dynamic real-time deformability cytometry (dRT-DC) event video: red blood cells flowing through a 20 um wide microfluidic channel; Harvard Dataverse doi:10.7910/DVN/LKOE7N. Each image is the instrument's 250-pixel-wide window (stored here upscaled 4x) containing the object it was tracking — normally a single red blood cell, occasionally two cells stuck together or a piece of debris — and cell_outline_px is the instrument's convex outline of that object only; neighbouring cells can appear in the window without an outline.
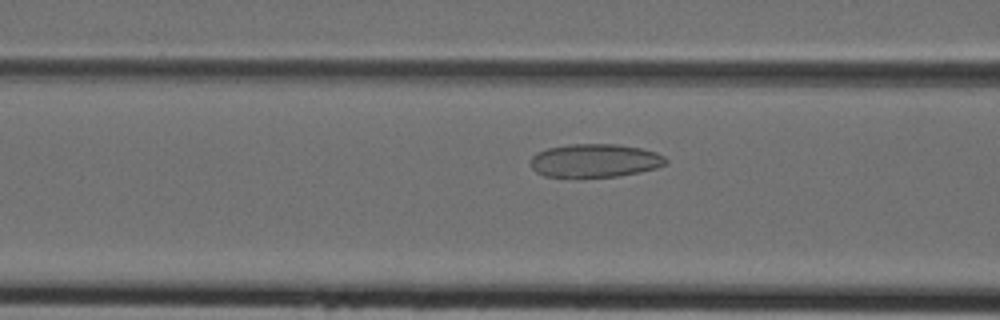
{"species": "Egyptian fruit bat (a non-hibernating species)", "species_latin": "Rousettus aegyptiacus", "temperature_condition": "cold", "stored_images_in_passage": 43, "camera_frame_rate_fps": 3000, "um_per_image_px": 0.085, "animal": {"sex": "female"}, "frame": {"image": 1, "passage_image": 17, "time_ms": 5.333, "image_size_px": [1000, 320], "cell_outline_px": [[668, 164], [656, 168], [640, 172], [616, 176], [576, 180], [544, 176], [536, 172], [532, 168], [532, 156], [536, 152], [548, 148], [568, 144], [616, 144], [640, 148], [656, 152], [664, 156], [668, 160]], "centroid_in_image_um": [50.54, 13.69], "position_along_channel_um": 116.1, "area_um2": 27.17}}
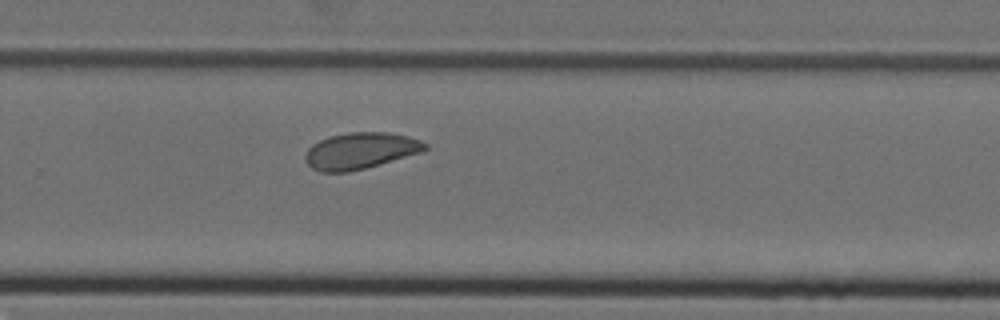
{"frame": {"image": 2, "passage_image": 29, "time_ms": 9.333, "image_size_px": [1000, 320], "cell_outline_px": [[428, 148], [420, 152], [364, 168], [348, 172], [320, 172], [312, 168], [304, 160], [304, 156], [308, 148], [312, 144], [320, 140], [332, 136], [348, 132], [388, 132], [408, 136], [420, 140], [428, 144]], "centroid_in_image_um": [30.6, 12.81], "position_along_channel_um": 299.2, "area_um2": 25.2}}
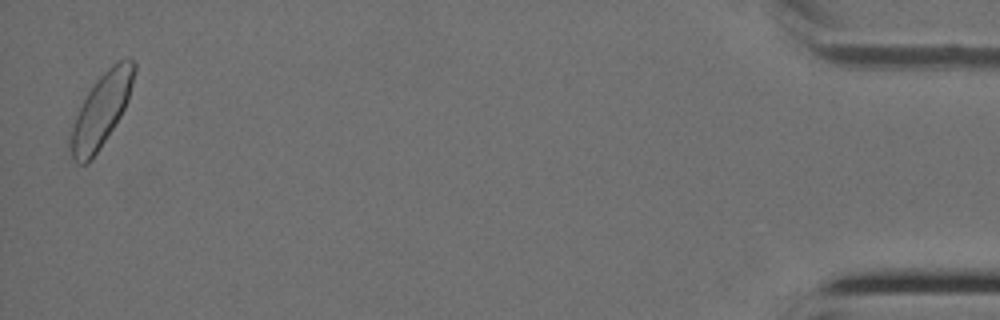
{"frame": {"image": 3, "passage_image": 43, "time_ms": 14.0, "image_size_px": [1000, 320], "cell_outline_px": [[136, 68], [128, 100], [120, 116], [100, 148], [92, 160], [88, 164], [76, 164], [72, 156], [72, 128], [76, 116], [88, 92], [96, 80], [112, 64], [128, 56], [136, 64]], "centroid_in_image_um": [8.64, 9.34], "position_along_channel_um": 426.6, "area_um2": 26.36}}